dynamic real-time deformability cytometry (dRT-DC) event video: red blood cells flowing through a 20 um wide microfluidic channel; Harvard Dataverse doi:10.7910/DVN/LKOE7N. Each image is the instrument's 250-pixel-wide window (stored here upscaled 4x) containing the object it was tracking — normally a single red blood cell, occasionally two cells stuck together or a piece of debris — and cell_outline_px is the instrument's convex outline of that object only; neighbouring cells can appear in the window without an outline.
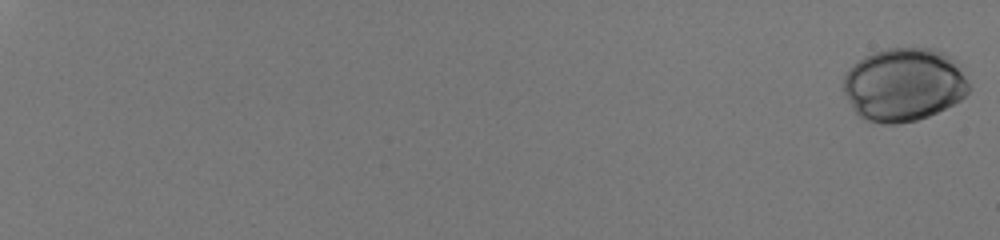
{"species": "human", "species_latin": "Homo sapiens", "temperature_condition": "room temperature", "stored_images_in_passage": 51, "camera_frame_rate_fps": 3000, "um_per_image_px": 0.085, "donor": {"sex": "male"}, "frame": {"image": 1, "passage_image": 1, "time_ms": 0.0, "image_size_px": [1000, 240], "cell_outline_px": [[972, 88], [960, 100], [928, 116], [916, 120], [896, 124], [880, 124], [868, 120], [860, 116], [852, 108], [844, 92], [844, 76], [864, 56], [872, 52], [888, 48], [936, 48], [952, 56], [960, 64]], "centroid_in_image_um": [76.88, 7.18], "position_along_channel_um": 8.1, "area_um2": 53.81}}
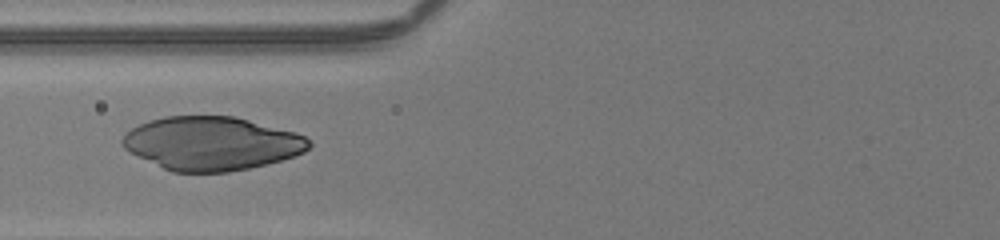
{"frame": {"image": 2, "passage_image": 30, "time_ms": 9.667, "image_size_px": [1000, 240], "cell_outline_px": [[312, 144], [304, 152], [268, 164], [228, 172], [172, 172], [128, 152], [120, 144], [120, 140], [132, 128], [148, 120], [164, 116], [232, 116], [296, 132], [312, 140]], "centroid_in_image_um": [17.97, 12.19], "position_along_channel_um": 107.8, "area_um2": 58.2}}
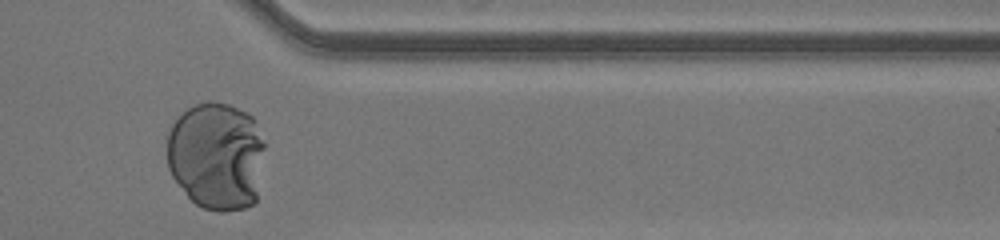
{"frame": {"image": 3, "passage_image": 51, "time_ms": 16.667, "image_size_px": [1000, 240], "cell_outline_px": [[264, 148], [256, 200], [252, 204], [244, 208], [224, 212], [220, 212], [204, 208], [196, 204], [188, 196], [172, 176], [168, 168], [168, 128], [184, 108], [192, 104], [208, 100], [212, 100], [228, 104], [248, 112], [252, 116], [264, 144]], "centroid_in_image_um": [18.37, 13.21], "position_along_channel_um": 393.0, "area_um2": 62.08}}